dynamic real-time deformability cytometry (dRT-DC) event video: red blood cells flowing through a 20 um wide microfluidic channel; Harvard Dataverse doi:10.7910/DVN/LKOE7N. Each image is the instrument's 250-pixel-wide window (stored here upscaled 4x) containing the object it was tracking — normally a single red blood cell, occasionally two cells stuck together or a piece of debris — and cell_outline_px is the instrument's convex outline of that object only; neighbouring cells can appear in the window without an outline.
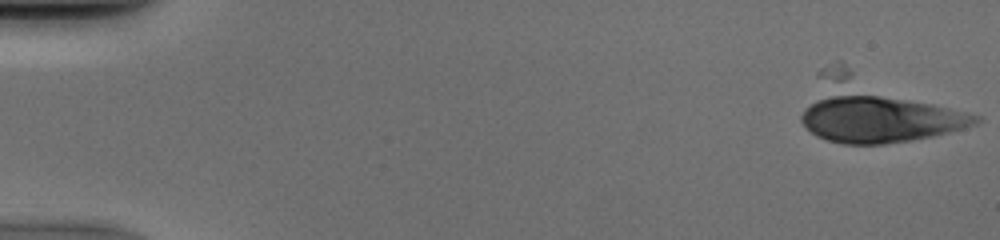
{"species": "human", "species_latin": "Homo sapiens", "temperature_condition": "cold", "stored_images_in_passage": 50, "camera_frame_rate_fps": 3000, "um_per_image_px": 0.085, "donor": {"sex": "male"}, "frame": {"image": 1, "passage_image": 1, "time_ms": 0.0, "image_size_px": [1000, 240], "cell_outline_px": [[984, 120], [976, 124], [964, 128], [932, 136], [884, 144], [844, 144], [828, 140], [816, 136], [800, 120], [800, 116], [816, 72], [820, 68], [840, 60], [980, 116]], "centroid_in_image_um": [74.37, 9.26], "position_along_channel_um": 10.6, "area_um2": 67.28}}
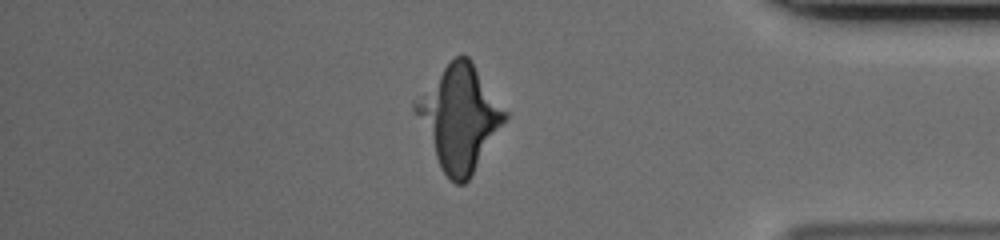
{"frame": {"image": 2, "passage_image": 43, "time_ms": 14.0, "image_size_px": [1000, 240], "cell_outline_px": [[508, 116], [472, 176], [464, 184], [456, 184], [448, 180], [440, 168], [412, 112], [412, 100], [456, 56], [468, 56], [472, 60], [508, 112]], "centroid_in_image_um": [39.03, 10.03], "position_along_channel_um": 396.2, "area_um2": 54.22}}
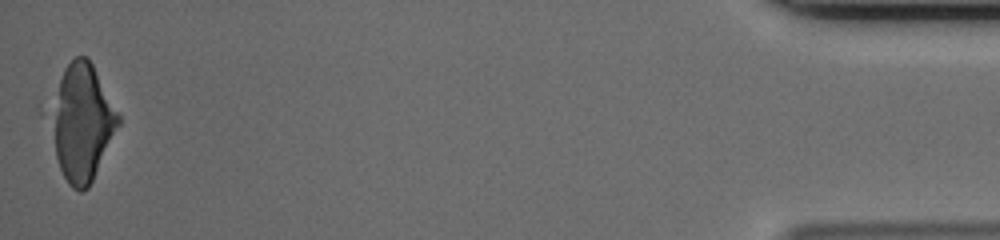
{"frame": {"image": 3, "passage_image": 50, "time_ms": 16.333, "image_size_px": [1000, 240], "cell_outline_px": [[120, 124], [88, 188], [84, 192], [80, 192], [72, 188], [68, 184], [60, 168], [56, 156], [48, 116], [64, 68], [76, 56], [88, 56], [120, 116]], "centroid_in_image_um": [6.95, 10.42], "position_along_channel_um": 428.2, "area_um2": 45.43}}